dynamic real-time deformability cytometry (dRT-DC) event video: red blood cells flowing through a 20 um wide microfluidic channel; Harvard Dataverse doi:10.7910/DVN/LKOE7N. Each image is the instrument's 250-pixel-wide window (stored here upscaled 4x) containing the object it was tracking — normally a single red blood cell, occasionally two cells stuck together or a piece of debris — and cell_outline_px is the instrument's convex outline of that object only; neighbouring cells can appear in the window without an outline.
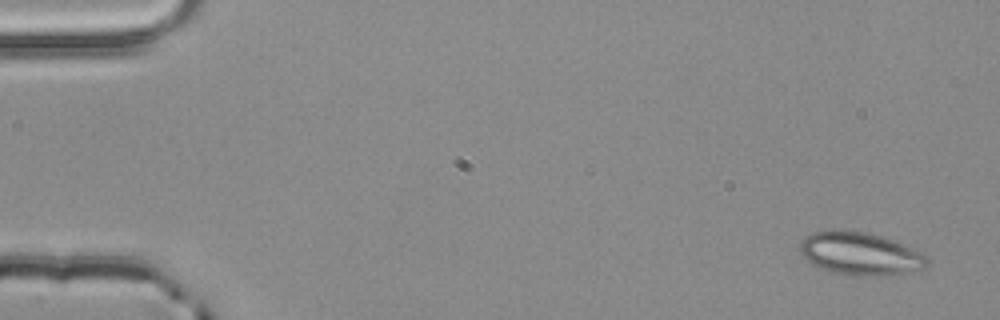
{"species": "common noctule bat (a hibernating species)", "species_latin": "Nyctalus noctula", "temperature_condition": "room temperature", "stored_images_in_passage": 3, "camera_frame_rate_fps": 3000, "um_per_image_px": 0.085, "animal": {"sex": "male", "body_mass_g": 20.4}, "frame": {"image": 1, "passage_image": 1, "time_ms": 0.0, "image_size_px": [1000, 320], "cell_outline_px": [[928, 264], [924, 268], [904, 276], [856, 276], [832, 272], [820, 268], [812, 264], [800, 252], [800, 240], [804, 236], [812, 232], [832, 228], [840, 228], [868, 232], [892, 240], [924, 252], [928, 256]], "centroid_in_image_um": [73.16, 21.56], "position_along_channel_um": 11.8, "area_um2": 32.89}}